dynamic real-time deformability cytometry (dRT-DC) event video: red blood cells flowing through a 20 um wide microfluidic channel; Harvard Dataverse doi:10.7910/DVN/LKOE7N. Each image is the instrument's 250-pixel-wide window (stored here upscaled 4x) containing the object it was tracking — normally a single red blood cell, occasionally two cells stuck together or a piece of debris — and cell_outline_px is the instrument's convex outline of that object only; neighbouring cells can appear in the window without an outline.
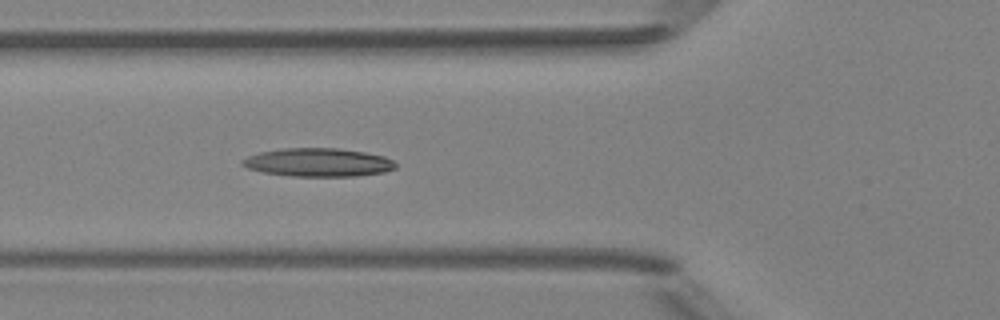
{"species": "Egyptian fruit bat (a non-hibernating species)", "species_latin": "Rousettus aegyptiacus", "temperature_condition": "room temperature", "stored_images_in_passage": 5, "camera_frame_rate_fps": 3000, "um_per_image_px": 0.085, "animal": {"sex": "female"}, "frame": {"image": 1, "passage_image": 5, "time_ms": 5.667, "image_size_px": [1000, 320], "cell_outline_px": [[396, 168], [384, 172], [356, 176], [292, 176], [264, 172], [248, 168], [240, 164], [240, 160], [248, 156], [260, 152], [284, 148], [336, 148], [364, 152], [384, 156], [392, 160], [396, 164]], "centroid_in_image_um": [27.04, 13.8], "position_along_channel_um": 98.8, "area_um2": 25.26}}